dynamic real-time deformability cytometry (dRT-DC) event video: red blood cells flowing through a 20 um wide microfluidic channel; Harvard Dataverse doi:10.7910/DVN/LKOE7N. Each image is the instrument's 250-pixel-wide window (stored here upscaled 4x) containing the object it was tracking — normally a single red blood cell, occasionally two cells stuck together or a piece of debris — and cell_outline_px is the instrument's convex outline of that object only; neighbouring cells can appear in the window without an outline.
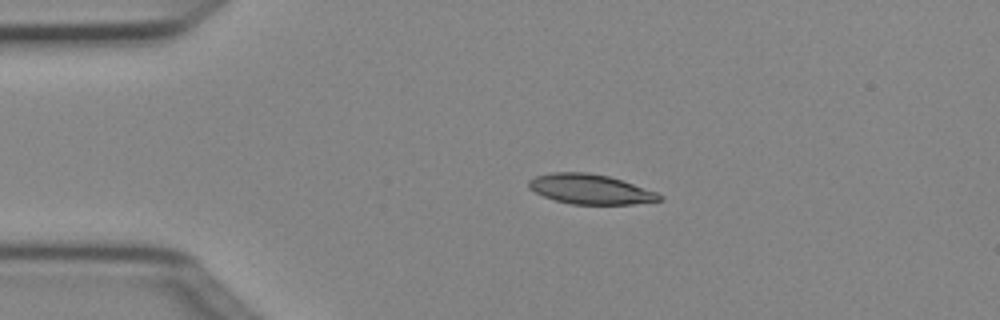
{"species": "Egyptian fruit bat (a non-hibernating species)", "species_latin": "Rousettus aegyptiacus", "temperature_condition": "cold", "stored_images_in_passage": 3, "camera_frame_rate_fps": 3000, "um_per_image_px": 0.085, "animal": {"sex": "female"}, "frame": {"image": 1, "passage_image": 2, "time_ms": 0.333, "image_size_px": [1000, 320], "cell_outline_px": [[664, 200], [632, 204], [572, 204], [556, 200], [544, 196], [528, 188], [528, 180], [536, 176], [552, 172], [588, 172], [608, 176], [656, 192], [664, 196]], "centroid_in_image_um": [50.17, 16.08], "position_along_channel_um": 34.8, "area_um2": 22.54}}